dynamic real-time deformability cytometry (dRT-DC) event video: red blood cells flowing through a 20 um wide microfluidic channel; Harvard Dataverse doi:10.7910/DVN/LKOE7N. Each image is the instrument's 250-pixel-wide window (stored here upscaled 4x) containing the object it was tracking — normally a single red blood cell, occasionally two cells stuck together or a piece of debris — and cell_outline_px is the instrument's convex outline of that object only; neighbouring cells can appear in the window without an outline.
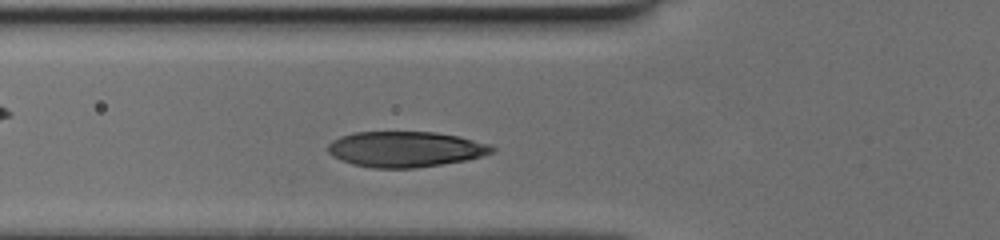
{"species": "human", "species_latin": "Homo sapiens", "temperature_condition": "cold", "stored_images_in_passage": 33, "camera_frame_rate_fps": 3000, "um_per_image_px": 0.085, "donor": {"sex": "female"}, "frame": {"image": 1, "passage_image": 4, "time_ms": 1.0, "image_size_px": [1000, 240], "cell_outline_px": [[496, 148], [492, 152], [480, 156], [464, 160], [416, 168], [372, 168], [352, 164], [332, 156], [328, 152], [328, 144], [332, 140], [340, 136], [352, 132], [436, 132], [460, 136], [492, 144]], "centroid_in_image_um": [34.45, 12.67], "position_along_channel_um": 91.4, "area_um2": 34.16}}
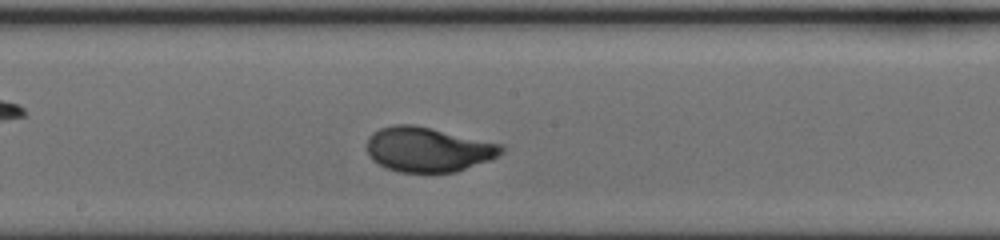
{"frame": {"image": 2, "passage_image": 13, "time_ms": 4.0, "image_size_px": [1000, 240], "cell_outline_px": [[504, 148], [496, 156], [488, 160], [456, 172], [400, 172], [388, 168], [372, 160], [368, 156], [368, 136], [372, 132], [380, 128], [392, 124], [412, 124], [432, 128], [504, 144]], "centroid_in_image_um": [36.36, 12.69], "position_along_channel_um": 211.8, "area_um2": 34.97}}
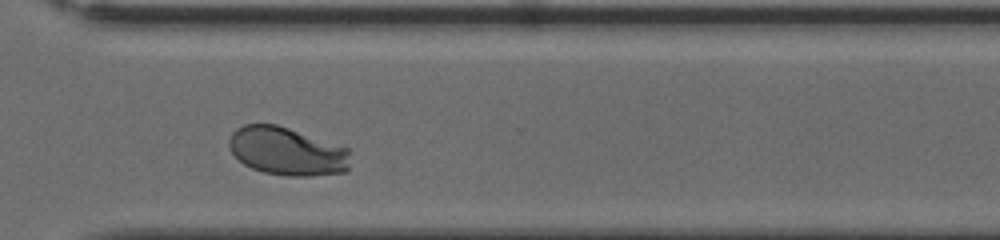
{"frame": {"image": 3, "passage_image": 23, "time_ms": 7.333, "image_size_px": [1000, 240], "cell_outline_px": [[348, 172], [312, 176], [288, 176], [264, 172], [252, 168], [244, 164], [232, 152], [228, 144], [228, 140], [232, 132], [236, 128], [244, 124], [276, 124], [348, 148]], "centroid_in_image_um": [24.37, 12.86], "position_along_channel_um": 346.2, "area_um2": 33.87}}